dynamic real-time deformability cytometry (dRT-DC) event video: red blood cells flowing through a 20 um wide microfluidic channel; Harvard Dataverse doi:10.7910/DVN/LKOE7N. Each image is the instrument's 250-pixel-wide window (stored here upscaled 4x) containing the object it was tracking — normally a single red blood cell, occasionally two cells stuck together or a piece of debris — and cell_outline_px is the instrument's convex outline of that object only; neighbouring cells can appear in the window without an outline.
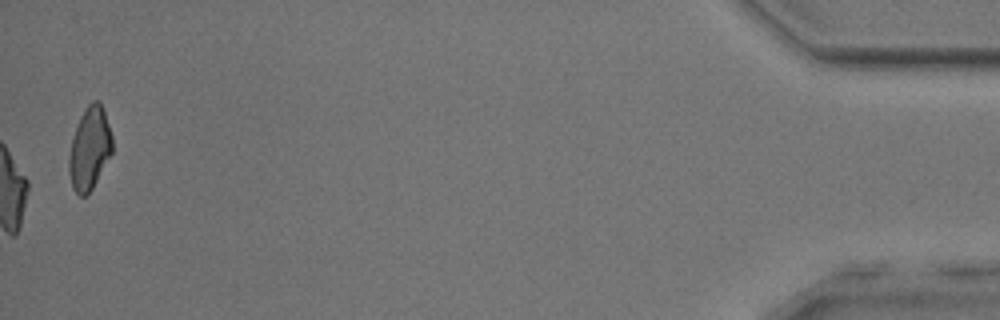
{"species": "common noctule bat (a hibernating species)", "species_latin": "Nyctalus noctula", "temperature_condition": "room temperature", "stored_images_in_passage": 44, "camera_frame_rate_fps": 3000, "um_per_image_px": 0.085, "animal": {"sex": "male", "body_mass_g": 17.9, "forearm_length_mm": 54.2}, "frame": {"image": 1, "passage_image": 44, "time_ms": 14.333, "image_size_px": [1000, 320], "cell_outline_px": [[112, 152], [92, 188], [84, 196], [80, 196], [72, 188], [68, 172], [68, 156], [76, 124], [80, 116], [88, 104], [92, 100], [96, 100], [104, 108], [112, 136]], "centroid_in_image_um": [7.6, 12.6], "position_along_channel_um": 427.6, "area_um2": 20.81}, "authors_computed_cell_mechanics": {"area_um2": 21.7328, "velocity_mm_per_s": 3.98, "shape_relaxation_time_tau1_ms": 10.2437, "shape_relaxation_time_tau2_ms": 2.9305, "deformation_change_tau1": 0.2586, "deformation_change_tau2": 0.1099}}